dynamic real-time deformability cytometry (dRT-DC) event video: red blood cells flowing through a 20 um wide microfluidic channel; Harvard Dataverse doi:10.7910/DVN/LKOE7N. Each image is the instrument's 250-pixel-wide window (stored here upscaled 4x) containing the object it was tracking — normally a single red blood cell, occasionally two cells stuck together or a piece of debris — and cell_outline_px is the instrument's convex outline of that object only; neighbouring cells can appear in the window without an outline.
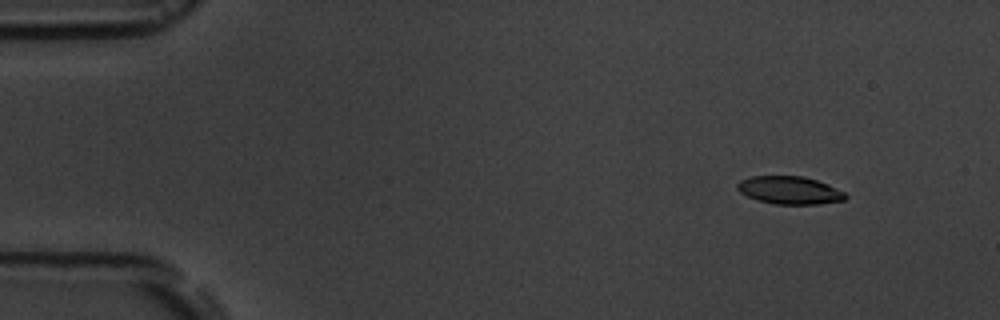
{"species": "common noctule bat (a hibernating species)", "species_latin": "Nyctalus noctula", "temperature_condition": "room temperature", "stored_images_in_passage": 6, "segment_of_instrument_passage": [1, 2], "camera_frame_rate_fps": 3000, "um_per_image_px": 0.085, "animal": {"sex": "male", "body_mass_g": 19.5, "forearm_length_mm": 54.6}, "frame": {"image": 1, "passage_image": 2, "time_ms": 1.333, "image_size_px": [1000, 320], "cell_outline_px": [[848, 196], [844, 200], [816, 204], [776, 204], [760, 200], [748, 196], [740, 192], [736, 188], [736, 184], [740, 180], [752, 176], [804, 176], [828, 184], [844, 192]], "centroid_in_image_um": [67.11, 16.16], "position_along_channel_um": 17.9, "area_um2": 17.4}}